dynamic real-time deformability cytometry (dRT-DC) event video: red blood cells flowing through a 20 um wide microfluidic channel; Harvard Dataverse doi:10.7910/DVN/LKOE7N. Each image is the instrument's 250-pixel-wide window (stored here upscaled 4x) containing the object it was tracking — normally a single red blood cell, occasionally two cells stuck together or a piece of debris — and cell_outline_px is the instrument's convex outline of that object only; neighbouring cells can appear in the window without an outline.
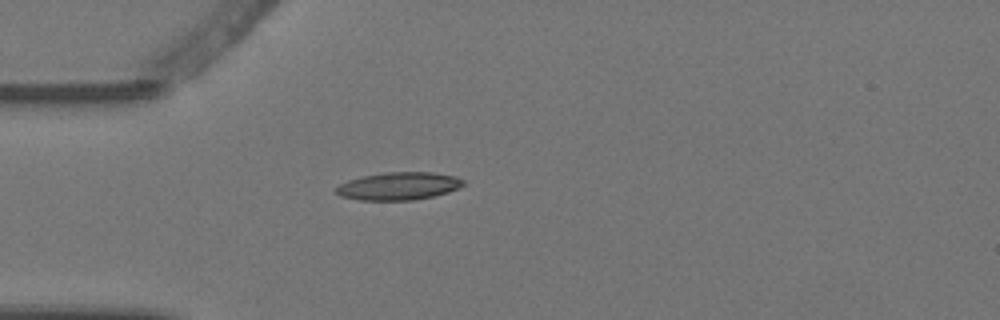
{"species": "Egyptian fruit bat (a non-hibernating species)", "species_latin": "Rousettus aegyptiacus", "temperature_condition": "warm", "stored_images_in_passage": 1, "camera_frame_rate_fps": 3000, "um_per_image_px": 0.085, "animal": {"sex": "female"}, "frame": {"image": 1, "passage_image": 1, "time_ms": 0.0, "image_size_px": [1000, 320], "cell_outline_px": [[464, 184], [448, 192], [432, 196], [412, 200], [360, 200], [340, 196], [336, 192], [336, 188], [340, 184], [348, 180], [364, 176], [384, 172], [432, 172], [456, 176], [464, 180]], "centroid_in_image_um": [33.88, 15.81], "position_along_channel_um": 51.1, "area_um2": 20.4}}